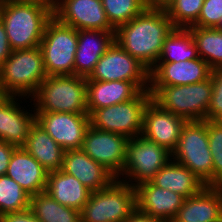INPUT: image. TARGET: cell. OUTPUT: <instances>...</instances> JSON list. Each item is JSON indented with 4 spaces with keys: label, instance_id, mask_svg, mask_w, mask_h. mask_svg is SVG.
<instances>
[{
    "label": "cell",
    "instance_id": "obj_2",
    "mask_svg": "<svg viewBox=\"0 0 222 222\" xmlns=\"http://www.w3.org/2000/svg\"><path fill=\"white\" fill-rule=\"evenodd\" d=\"M52 17L53 11L48 7L0 1V20L12 51L40 46L46 24Z\"/></svg>",
    "mask_w": 222,
    "mask_h": 222
},
{
    "label": "cell",
    "instance_id": "obj_1",
    "mask_svg": "<svg viewBox=\"0 0 222 222\" xmlns=\"http://www.w3.org/2000/svg\"><path fill=\"white\" fill-rule=\"evenodd\" d=\"M175 27L165 9L146 8L115 31V40L151 70L158 62L165 38Z\"/></svg>",
    "mask_w": 222,
    "mask_h": 222
},
{
    "label": "cell",
    "instance_id": "obj_28",
    "mask_svg": "<svg viewBox=\"0 0 222 222\" xmlns=\"http://www.w3.org/2000/svg\"><path fill=\"white\" fill-rule=\"evenodd\" d=\"M199 58L194 38L188 28H174L165 38L158 62H180Z\"/></svg>",
    "mask_w": 222,
    "mask_h": 222
},
{
    "label": "cell",
    "instance_id": "obj_13",
    "mask_svg": "<svg viewBox=\"0 0 222 222\" xmlns=\"http://www.w3.org/2000/svg\"><path fill=\"white\" fill-rule=\"evenodd\" d=\"M36 122L65 151L81 149L90 126L88 113L36 112Z\"/></svg>",
    "mask_w": 222,
    "mask_h": 222
},
{
    "label": "cell",
    "instance_id": "obj_19",
    "mask_svg": "<svg viewBox=\"0 0 222 222\" xmlns=\"http://www.w3.org/2000/svg\"><path fill=\"white\" fill-rule=\"evenodd\" d=\"M116 30H78L74 75L88 78L100 57L115 41Z\"/></svg>",
    "mask_w": 222,
    "mask_h": 222
},
{
    "label": "cell",
    "instance_id": "obj_8",
    "mask_svg": "<svg viewBox=\"0 0 222 222\" xmlns=\"http://www.w3.org/2000/svg\"><path fill=\"white\" fill-rule=\"evenodd\" d=\"M77 45L78 30L53 16L46 24L40 43L47 76L74 75Z\"/></svg>",
    "mask_w": 222,
    "mask_h": 222
},
{
    "label": "cell",
    "instance_id": "obj_35",
    "mask_svg": "<svg viewBox=\"0 0 222 222\" xmlns=\"http://www.w3.org/2000/svg\"><path fill=\"white\" fill-rule=\"evenodd\" d=\"M222 18V0H204L197 22L193 26L215 28Z\"/></svg>",
    "mask_w": 222,
    "mask_h": 222
},
{
    "label": "cell",
    "instance_id": "obj_26",
    "mask_svg": "<svg viewBox=\"0 0 222 222\" xmlns=\"http://www.w3.org/2000/svg\"><path fill=\"white\" fill-rule=\"evenodd\" d=\"M24 149L48 172L61 169L65 150L37 122L30 129Z\"/></svg>",
    "mask_w": 222,
    "mask_h": 222
},
{
    "label": "cell",
    "instance_id": "obj_33",
    "mask_svg": "<svg viewBox=\"0 0 222 222\" xmlns=\"http://www.w3.org/2000/svg\"><path fill=\"white\" fill-rule=\"evenodd\" d=\"M208 142L213 161V186L222 187V121L208 120Z\"/></svg>",
    "mask_w": 222,
    "mask_h": 222
},
{
    "label": "cell",
    "instance_id": "obj_29",
    "mask_svg": "<svg viewBox=\"0 0 222 222\" xmlns=\"http://www.w3.org/2000/svg\"><path fill=\"white\" fill-rule=\"evenodd\" d=\"M188 29L194 38L199 57L211 68L222 67V31L197 26Z\"/></svg>",
    "mask_w": 222,
    "mask_h": 222
},
{
    "label": "cell",
    "instance_id": "obj_10",
    "mask_svg": "<svg viewBox=\"0 0 222 222\" xmlns=\"http://www.w3.org/2000/svg\"><path fill=\"white\" fill-rule=\"evenodd\" d=\"M151 99L149 90H144L129 101L96 109L89 115L90 125L101 131L134 138L141 135L144 110Z\"/></svg>",
    "mask_w": 222,
    "mask_h": 222
},
{
    "label": "cell",
    "instance_id": "obj_37",
    "mask_svg": "<svg viewBox=\"0 0 222 222\" xmlns=\"http://www.w3.org/2000/svg\"><path fill=\"white\" fill-rule=\"evenodd\" d=\"M16 147L0 140V176L5 175L12 153Z\"/></svg>",
    "mask_w": 222,
    "mask_h": 222
},
{
    "label": "cell",
    "instance_id": "obj_30",
    "mask_svg": "<svg viewBox=\"0 0 222 222\" xmlns=\"http://www.w3.org/2000/svg\"><path fill=\"white\" fill-rule=\"evenodd\" d=\"M30 197L14 179L0 176V215L29 208Z\"/></svg>",
    "mask_w": 222,
    "mask_h": 222
},
{
    "label": "cell",
    "instance_id": "obj_3",
    "mask_svg": "<svg viewBox=\"0 0 222 222\" xmlns=\"http://www.w3.org/2000/svg\"><path fill=\"white\" fill-rule=\"evenodd\" d=\"M29 100L35 102V112L88 113L86 78L47 76Z\"/></svg>",
    "mask_w": 222,
    "mask_h": 222
},
{
    "label": "cell",
    "instance_id": "obj_6",
    "mask_svg": "<svg viewBox=\"0 0 222 222\" xmlns=\"http://www.w3.org/2000/svg\"><path fill=\"white\" fill-rule=\"evenodd\" d=\"M172 159L187 167L206 186H213V161L208 142V120L187 121Z\"/></svg>",
    "mask_w": 222,
    "mask_h": 222
},
{
    "label": "cell",
    "instance_id": "obj_27",
    "mask_svg": "<svg viewBox=\"0 0 222 222\" xmlns=\"http://www.w3.org/2000/svg\"><path fill=\"white\" fill-rule=\"evenodd\" d=\"M30 208L40 222H81L79 210L59 204L46 192L31 196Z\"/></svg>",
    "mask_w": 222,
    "mask_h": 222
},
{
    "label": "cell",
    "instance_id": "obj_25",
    "mask_svg": "<svg viewBox=\"0 0 222 222\" xmlns=\"http://www.w3.org/2000/svg\"><path fill=\"white\" fill-rule=\"evenodd\" d=\"M151 182L157 187L173 191L185 199L196 195L206 186L187 167L173 159L155 174Z\"/></svg>",
    "mask_w": 222,
    "mask_h": 222
},
{
    "label": "cell",
    "instance_id": "obj_15",
    "mask_svg": "<svg viewBox=\"0 0 222 222\" xmlns=\"http://www.w3.org/2000/svg\"><path fill=\"white\" fill-rule=\"evenodd\" d=\"M186 122L151 99L144 110L141 135L173 152Z\"/></svg>",
    "mask_w": 222,
    "mask_h": 222
},
{
    "label": "cell",
    "instance_id": "obj_22",
    "mask_svg": "<svg viewBox=\"0 0 222 222\" xmlns=\"http://www.w3.org/2000/svg\"><path fill=\"white\" fill-rule=\"evenodd\" d=\"M48 173L24 147L14 149L6 171L30 196L45 192Z\"/></svg>",
    "mask_w": 222,
    "mask_h": 222
},
{
    "label": "cell",
    "instance_id": "obj_12",
    "mask_svg": "<svg viewBox=\"0 0 222 222\" xmlns=\"http://www.w3.org/2000/svg\"><path fill=\"white\" fill-rule=\"evenodd\" d=\"M128 140L122 134L101 131L90 125L81 149L117 177L125 164Z\"/></svg>",
    "mask_w": 222,
    "mask_h": 222
},
{
    "label": "cell",
    "instance_id": "obj_20",
    "mask_svg": "<svg viewBox=\"0 0 222 222\" xmlns=\"http://www.w3.org/2000/svg\"><path fill=\"white\" fill-rule=\"evenodd\" d=\"M16 97L22 98L9 96L0 104V140L17 148L25 146L30 129L36 122V112L21 109Z\"/></svg>",
    "mask_w": 222,
    "mask_h": 222
},
{
    "label": "cell",
    "instance_id": "obj_32",
    "mask_svg": "<svg viewBox=\"0 0 222 222\" xmlns=\"http://www.w3.org/2000/svg\"><path fill=\"white\" fill-rule=\"evenodd\" d=\"M203 3L204 0H173L165 11L175 28H189L197 22Z\"/></svg>",
    "mask_w": 222,
    "mask_h": 222
},
{
    "label": "cell",
    "instance_id": "obj_43",
    "mask_svg": "<svg viewBox=\"0 0 222 222\" xmlns=\"http://www.w3.org/2000/svg\"><path fill=\"white\" fill-rule=\"evenodd\" d=\"M215 29H218V30L222 31V18L218 22V25L215 27Z\"/></svg>",
    "mask_w": 222,
    "mask_h": 222
},
{
    "label": "cell",
    "instance_id": "obj_42",
    "mask_svg": "<svg viewBox=\"0 0 222 222\" xmlns=\"http://www.w3.org/2000/svg\"><path fill=\"white\" fill-rule=\"evenodd\" d=\"M10 95L4 90V87L0 84V104L5 101Z\"/></svg>",
    "mask_w": 222,
    "mask_h": 222
},
{
    "label": "cell",
    "instance_id": "obj_39",
    "mask_svg": "<svg viewBox=\"0 0 222 222\" xmlns=\"http://www.w3.org/2000/svg\"><path fill=\"white\" fill-rule=\"evenodd\" d=\"M125 222H163L160 219L152 217L137 208L130 214V216L125 220Z\"/></svg>",
    "mask_w": 222,
    "mask_h": 222
},
{
    "label": "cell",
    "instance_id": "obj_34",
    "mask_svg": "<svg viewBox=\"0 0 222 222\" xmlns=\"http://www.w3.org/2000/svg\"><path fill=\"white\" fill-rule=\"evenodd\" d=\"M212 96L207 120L222 121V67L211 69Z\"/></svg>",
    "mask_w": 222,
    "mask_h": 222
},
{
    "label": "cell",
    "instance_id": "obj_18",
    "mask_svg": "<svg viewBox=\"0 0 222 222\" xmlns=\"http://www.w3.org/2000/svg\"><path fill=\"white\" fill-rule=\"evenodd\" d=\"M61 170L76 177L92 192L108 187L116 179L108 169L90 158L82 149L66 150Z\"/></svg>",
    "mask_w": 222,
    "mask_h": 222
},
{
    "label": "cell",
    "instance_id": "obj_11",
    "mask_svg": "<svg viewBox=\"0 0 222 222\" xmlns=\"http://www.w3.org/2000/svg\"><path fill=\"white\" fill-rule=\"evenodd\" d=\"M86 80L130 81L144 91L149 90L150 70L126 52L115 40L100 57Z\"/></svg>",
    "mask_w": 222,
    "mask_h": 222
},
{
    "label": "cell",
    "instance_id": "obj_41",
    "mask_svg": "<svg viewBox=\"0 0 222 222\" xmlns=\"http://www.w3.org/2000/svg\"><path fill=\"white\" fill-rule=\"evenodd\" d=\"M148 8L165 9L173 0H145Z\"/></svg>",
    "mask_w": 222,
    "mask_h": 222
},
{
    "label": "cell",
    "instance_id": "obj_5",
    "mask_svg": "<svg viewBox=\"0 0 222 222\" xmlns=\"http://www.w3.org/2000/svg\"><path fill=\"white\" fill-rule=\"evenodd\" d=\"M46 77L40 46L12 51L0 66V84L10 96L32 97Z\"/></svg>",
    "mask_w": 222,
    "mask_h": 222
},
{
    "label": "cell",
    "instance_id": "obj_7",
    "mask_svg": "<svg viewBox=\"0 0 222 222\" xmlns=\"http://www.w3.org/2000/svg\"><path fill=\"white\" fill-rule=\"evenodd\" d=\"M135 209V187L115 179L108 187L91 193L80 211L81 222H125Z\"/></svg>",
    "mask_w": 222,
    "mask_h": 222
},
{
    "label": "cell",
    "instance_id": "obj_14",
    "mask_svg": "<svg viewBox=\"0 0 222 222\" xmlns=\"http://www.w3.org/2000/svg\"><path fill=\"white\" fill-rule=\"evenodd\" d=\"M53 16L76 30H116L108 21L102 0H57Z\"/></svg>",
    "mask_w": 222,
    "mask_h": 222
},
{
    "label": "cell",
    "instance_id": "obj_21",
    "mask_svg": "<svg viewBox=\"0 0 222 222\" xmlns=\"http://www.w3.org/2000/svg\"><path fill=\"white\" fill-rule=\"evenodd\" d=\"M171 222H222V187L205 186L186 198Z\"/></svg>",
    "mask_w": 222,
    "mask_h": 222
},
{
    "label": "cell",
    "instance_id": "obj_24",
    "mask_svg": "<svg viewBox=\"0 0 222 222\" xmlns=\"http://www.w3.org/2000/svg\"><path fill=\"white\" fill-rule=\"evenodd\" d=\"M45 192L59 204L79 211L82 210L92 193L76 177L61 169L48 173Z\"/></svg>",
    "mask_w": 222,
    "mask_h": 222
},
{
    "label": "cell",
    "instance_id": "obj_9",
    "mask_svg": "<svg viewBox=\"0 0 222 222\" xmlns=\"http://www.w3.org/2000/svg\"><path fill=\"white\" fill-rule=\"evenodd\" d=\"M171 159L172 152L167 148L138 135L128 140L125 164L116 179L135 187L151 181ZM120 175L125 177L121 179Z\"/></svg>",
    "mask_w": 222,
    "mask_h": 222
},
{
    "label": "cell",
    "instance_id": "obj_31",
    "mask_svg": "<svg viewBox=\"0 0 222 222\" xmlns=\"http://www.w3.org/2000/svg\"><path fill=\"white\" fill-rule=\"evenodd\" d=\"M109 23L117 29L141 14L146 8L145 0H102Z\"/></svg>",
    "mask_w": 222,
    "mask_h": 222
},
{
    "label": "cell",
    "instance_id": "obj_17",
    "mask_svg": "<svg viewBox=\"0 0 222 222\" xmlns=\"http://www.w3.org/2000/svg\"><path fill=\"white\" fill-rule=\"evenodd\" d=\"M136 208L163 222H171L185 198L173 191L154 185L151 181L135 186Z\"/></svg>",
    "mask_w": 222,
    "mask_h": 222
},
{
    "label": "cell",
    "instance_id": "obj_38",
    "mask_svg": "<svg viewBox=\"0 0 222 222\" xmlns=\"http://www.w3.org/2000/svg\"><path fill=\"white\" fill-rule=\"evenodd\" d=\"M12 52L4 24L0 20V66L7 60Z\"/></svg>",
    "mask_w": 222,
    "mask_h": 222
},
{
    "label": "cell",
    "instance_id": "obj_4",
    "mask_svg": "<svg viewBox=\"0 0 222 222\" xmlns=\"http://www.w3.org/2000/svg\"><path fill=\"white\" fill-rule=\"evenodd\" d=\"M149 92L161 108L186 121L207 120L212 96L211 77L188 85L149 86Z\"/></svg>",
    "mask_w": 222,
    "mask_h": 222
},
{
    "label": "cell",
    "instance_id": "obj_23",
    "mask_svg": "<svg viewBox=\"0 0 222 222\" xmlns=\"http://www.w3.org/2000/svg\"><path fill=\"white\" fill-rule=\"evenodd\" d=\"M86 85L89 115L96 109L134 99L142 91L135 83L130 81L86 80Z\"/></svg>",
    "mask_w": 222,
    "mask_h": 222
},
{
    "label": "cell",
    "instance_id": "obj_40",
    "mask_svg": "<svg viewBox=\"0 0 222 222\" xmlns=\"http://www.w3.org/2000/svg\"><path fill=\"white\" fill-rule=\"evenodd\" d=\"M10 2L15 3H24V4H35L41 7H48L52 11H54L55 8V0H7Z\"/></svg>",
    "mask_w": 222,
    "mask_h": 222
},
{
    "label": "cell",
    "instance_id": "obj_36",
    "mask_svg": "<svg viewBox=\"0 0 222 222\" xmlns=\"http://www.w3.org/2000/svg\"><path fill=\"white\" fill-rule=\"evenodd\" d=\"M0 222H40L32 209L29 207L25 210L7 212L0 215Z\"/></svg>",
    "mask_w": 222,
    "mask_h": 222
},
{
    "label": "cell",
    "instance_id": "obj_16",
    "mask_svg": "<svg viewBox=\"0 0 222 222\" xmlns=\"http://www.w3.org/2000/svg\"><path fill=\"white\" fill-rule=\"evenodd\" d=\"M211 69L201 57L180 62H157L150 70V86L199 83L211 77Z\"/></svg>",
    "mask_w": 222,
    "mask_h": 222
}]
</instances>
